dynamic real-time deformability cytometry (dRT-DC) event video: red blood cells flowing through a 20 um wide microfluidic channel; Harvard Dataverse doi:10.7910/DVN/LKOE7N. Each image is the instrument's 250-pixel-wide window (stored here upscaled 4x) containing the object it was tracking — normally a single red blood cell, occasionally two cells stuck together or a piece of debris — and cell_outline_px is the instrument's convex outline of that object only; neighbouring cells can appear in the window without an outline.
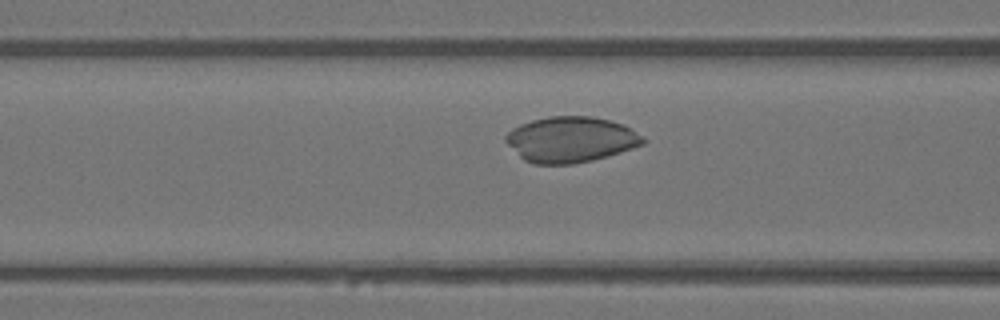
{"species": "Egyptian fruit bat (a non-hibernating species)", "species_latin": "Rousettus aegyptiacus", "temperature_condition": "warm", "stored_images_in_passage": 43, "camera_frame_rate_fps": 3000, "um_per_image_px": 0.085, "animal": {"sex": "female"}, "frame": {"image": 1, "passage_image": 15, "time_ms": 4.667, "image_size_px": [1000, 320], "cell_outline_px": [[644, 144], [620, 152], [592, 160], [572, 164], [532, 164], [524, 160], [504, 140], [504, 136], [512, 128], [520, 124], [532, 120], [548, 116], [592, 116], [624, 124], [640, 136], [644, 140]], "centroid_in_image_um": [48.47, 11.85], "position_along_channel_um": 118.1, "area_um2": 36.3}}
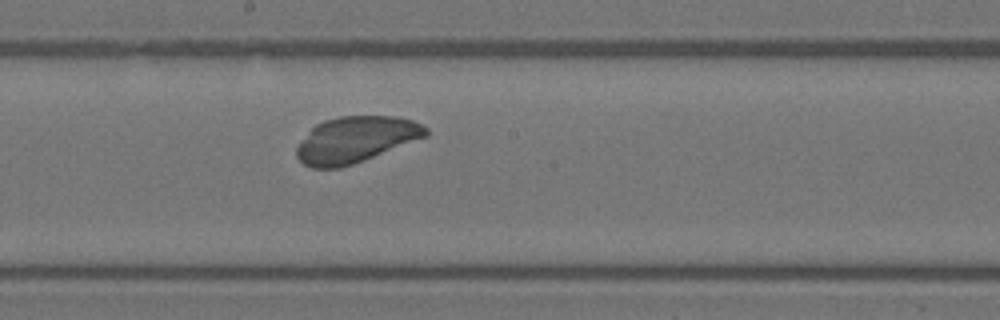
{"frame": {"image": 2, "passage_image": 22, "time_ms": 7.0, "image_size_px": [1000, 320], "cell_outline_px": [[428, 136], [352, 164], [340, 168], [312, 168], [304, 164], [296, 156], [296, 148], [312, 128], [316, 124], [324, 120], [340, 116], [396, 116], [412, 120], [428, 128]], "centroid_in_image_um": [30.24, 11.86], "position_along_channel_um": 218.0, "area_um2": 34.39}}
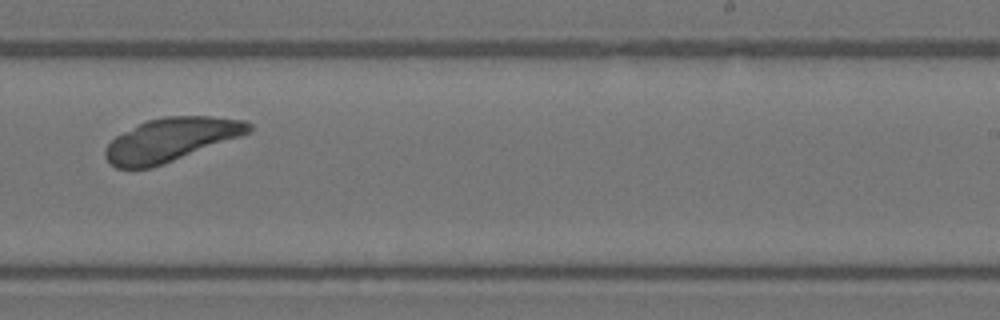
{"frame": {"image": 3, "passage_image": 26, "time_ms": 8.333, "image_size_px": [1000, 320], "cell_outline_px": [[252, 132], [244, 136], [164, 164], [152, 168], [116, 168], [104, 156], [104, 148], [116, 136], [148, 120], [164, 116], [212, 116], [248, 120], [252, 124]], "centroid_in_image_um": [14.61, 11.87], "position_along_channel_um": 274.4, "area_um2": 36.59}}